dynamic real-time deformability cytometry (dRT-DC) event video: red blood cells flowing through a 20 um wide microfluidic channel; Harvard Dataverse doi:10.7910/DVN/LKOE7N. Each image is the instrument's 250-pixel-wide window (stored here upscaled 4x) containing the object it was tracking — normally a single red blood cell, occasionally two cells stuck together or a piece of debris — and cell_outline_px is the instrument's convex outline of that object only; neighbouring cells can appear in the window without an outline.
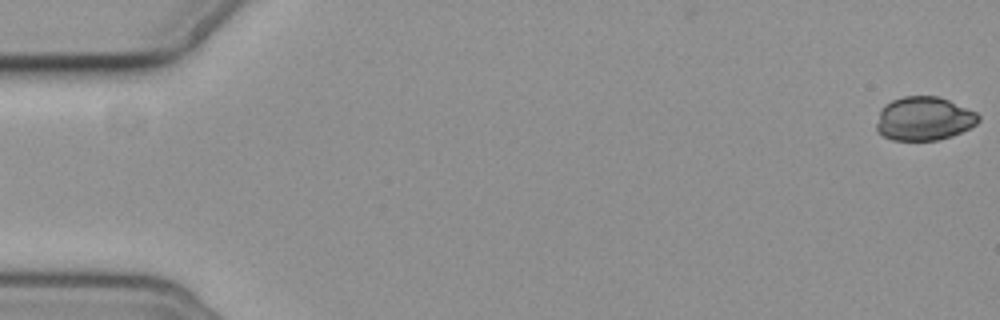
{"species": "common noctule bat (a hibernating species)", "species_latin": "Nyctalus noctula", "temperature_condition": "cold", "stored_images_in_passage": 5, "segment_of_instrument_passage": [2, 2], "camera_frame_rate_fps": 3000, "um_per_image_px": 0.085, "animal": {"sex": "female", "body_mass_g": 19.3, "forearm_length_mm": 54.1}, "frame": {"image": 1, "passage_image": 5, "time_ms": 4.667, "image_size_px": [1000, 320], "cell_outline_px": [[980, 120], [976, 124], [952, 136], [936, 140], [892, 140], [876, 132], [876, 124], [880, 108], [884, 104], [892, 100], [904, 96], [936, 96], [948, 100], [976, 112], [980, 116]], "centroid_in_image_um": [78.5, 10.08], "position_along_channel_um": 6.5, "area_um2": 26.01}}